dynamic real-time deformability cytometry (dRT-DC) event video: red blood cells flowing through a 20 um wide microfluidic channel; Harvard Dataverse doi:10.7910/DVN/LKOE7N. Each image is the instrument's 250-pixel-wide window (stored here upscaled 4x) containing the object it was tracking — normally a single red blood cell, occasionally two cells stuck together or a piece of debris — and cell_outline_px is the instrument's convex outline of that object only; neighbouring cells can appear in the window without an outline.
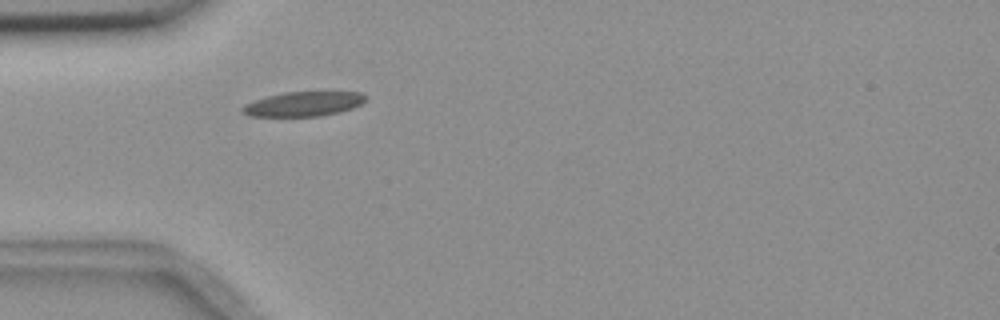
{"species": "common noctule bat (a hibernating species)", "species_latin": "Nyctalus noctula", "temperature_condition": "room temperature", "stored_images_in_passage": 4, "camera_frame_rate_fps": 3000, "um_per_image_px": 0.085, "animal": {"sex": "female", "body_mass_g": 18.4}, "frame": {"image": 1, "passage_image": 4, "time_ms": 3.667, "image_size_px": [1000, 320], "cell_outline_px": [[368, 100], [352, 108], [340, 112], [320, 116], [248, 116], [240, 112], [240, 108], [244, 104], [268, 96], [284, 92], [360, 92], [368, 96]], "centroid_in_image_um": [25.8, 8.84], "position_along_channel_um": 59.2, "area_um2": 17.74}}